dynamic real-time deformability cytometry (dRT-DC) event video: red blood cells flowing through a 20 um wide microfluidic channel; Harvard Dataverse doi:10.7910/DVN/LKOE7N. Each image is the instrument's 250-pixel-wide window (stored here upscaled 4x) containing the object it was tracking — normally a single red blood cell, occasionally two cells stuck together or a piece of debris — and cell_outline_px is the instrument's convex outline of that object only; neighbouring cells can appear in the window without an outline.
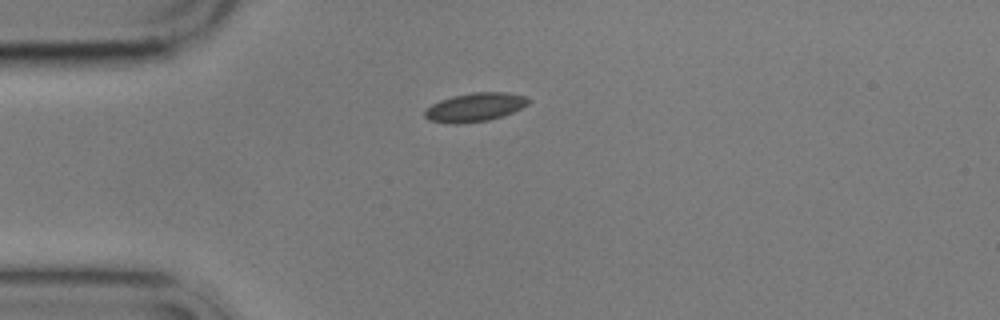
{"species": "common noctule bat (a hibernating species)", "species_latin": "Nyctalus noctula", "temperature_condition": "cold", "stored_images_in_passage": 1, "camera_frame_rate_fps": 3000, "um_per_image_px": 0.085, "animal": {"sex": "male", "body_mass_g": 17.9}, "frame": {"image": 1, "passage_image": 1, "time_ms": 0.0, "image_size_px": [1000, 320], "cell_outline_px": [[532, 100], [528, 104], [512, 112], [488, 120], [460, 124], [452, 124], [428, 120], [424, 116], [424, 112], [432, 104], [440, 100], [452, 96], [472, 92], [504, 92], [524, 96]], "centroid_in_image_um": [40.35, 9.11], "position_along_channel_um": 44.7, "area_um2": 17.22}}